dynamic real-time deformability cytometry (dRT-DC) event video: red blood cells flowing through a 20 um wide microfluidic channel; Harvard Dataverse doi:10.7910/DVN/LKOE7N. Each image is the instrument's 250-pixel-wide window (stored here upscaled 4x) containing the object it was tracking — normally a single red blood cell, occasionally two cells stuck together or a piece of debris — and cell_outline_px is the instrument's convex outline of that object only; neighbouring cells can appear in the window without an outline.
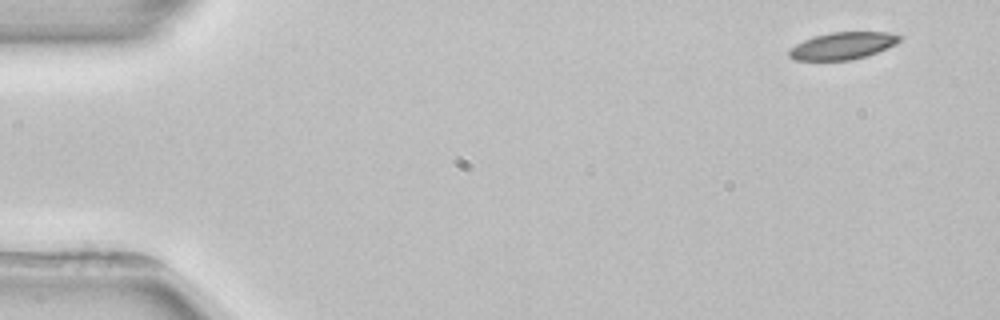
{"species": "common noctule bat (a hibernating species)", "species_latin": "Nyctalus noctula", "temperature_condition": "room temperature", "stored_images_in_passage": 4, "camera_frame_rate_fps": 3000, "um_per_image_px": 0.085, "animal": {"sex": "female", "body_mass_g": 22.7, "forearm_length_mm": 54.2}, "frame": {"image": 1, "passage_image": 1, "time_ms": 0.0, "image_size_px": [1000, 320], "cell_outline_px": [[900, 40], [896, 44], [876, 52], [852, 60], [796, 60], [788, 56], [788, 48], [804, 40], [816, 36], [832, 32], [888, 32], [900, 36]], "centroid_in_image_um": [71.59, 3.89], "position_along_channel_um": 13.4, "area_um2": 17.28}}
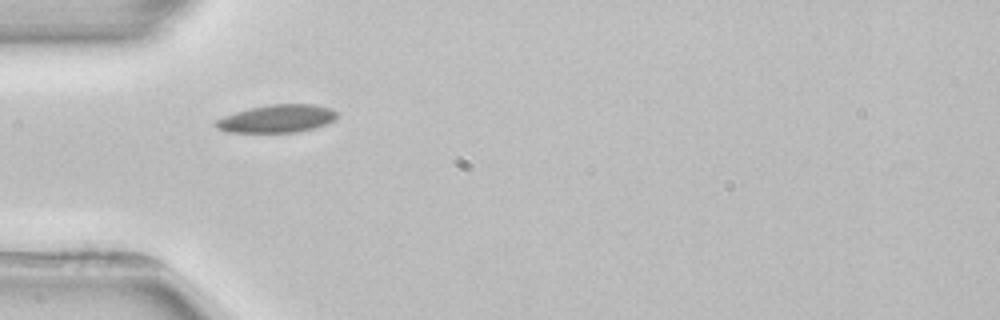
{"frame": {"image": 2, "passage_image": 4, "time_ms": 4.333, "image_size_px": [1000, 320], "cell_outline_px": [[336, 116], [332, 120], [324, 124], [312, 128], [296, 132], [224, 132], [216, 128], [212, 124], [216, 120], [224, 116], [236, 112], [268, 104], [316, 104], [332, 108], [336, 112]], "centroid_in_image_um": [23.49, 10.08], "position_along_channel_um": 61.5, "area_um2": 19.54}}